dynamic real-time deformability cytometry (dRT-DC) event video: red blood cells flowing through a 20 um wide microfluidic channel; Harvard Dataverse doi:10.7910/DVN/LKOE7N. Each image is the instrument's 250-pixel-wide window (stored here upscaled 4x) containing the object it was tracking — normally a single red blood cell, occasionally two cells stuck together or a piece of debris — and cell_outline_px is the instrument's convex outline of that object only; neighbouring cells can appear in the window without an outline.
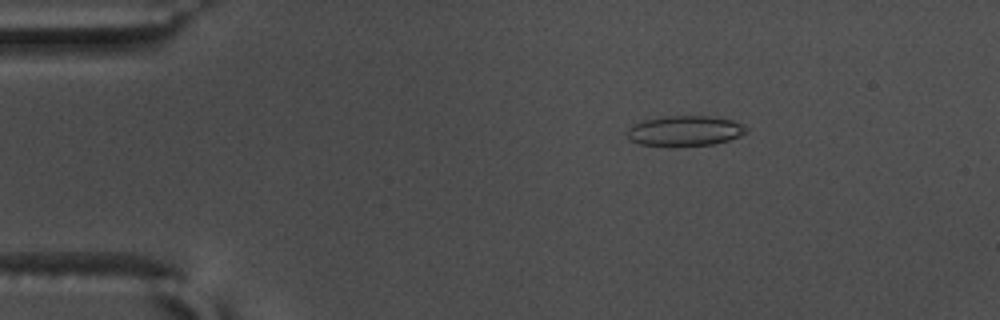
{"species": "common noctule bat (a hibernating species)", "species_latin": "Nyctalus noctula", "temperature_condition": "warm", "stored_images_in_passage": 56, "camera_frame_rate_fps": 3000, "um_per_image_px": 0.085, "animal": {"sex": "male", "body_mass_g": 17.5, "forearm_length_mm": 52.3}, "frame": {"image": 1, "passage_image": 10, "time_ms": 3.0, "image_size_px": [1000, 320], "cell_outline_px": [[748, 128], [740, 136], [728, 140], [712, 144], [640, 144], [632, 140], [628, 136], [628, 128], [644, 120], [664, 116], [708, 116], [732, 120], [744, 124]], "centroid_in_image_um": [58.27, 11.08], "position_along_channel_um": 26.7, "area_um2": 20.17}}
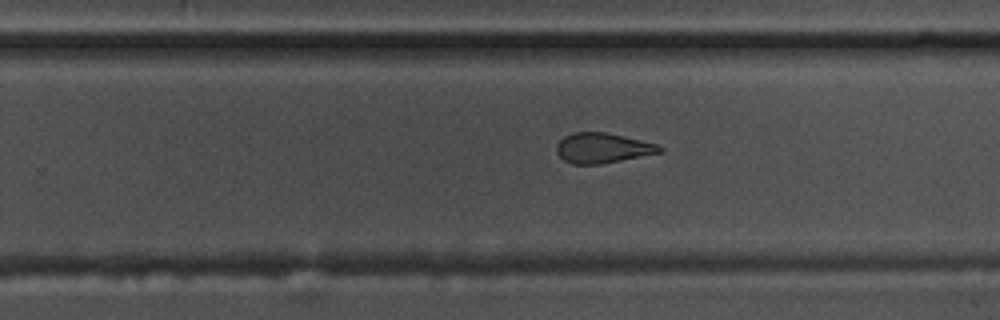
{"frame": {"image": 2, "passage_image": 36, "time_ms": 11.667, "image_size_px": [1000, 320], "cell_outline_px": [[664, 152], [600, 164], [572, 164], [564, 160], [556, 152], [556, 144], [564, 136], [572, 132], [604, 132], [656, 144], [664, 148]], "centroid_in_image_um": [51.19, 12.58], "position_along_channel_um": 278.6, "area_um2": 17.98}}
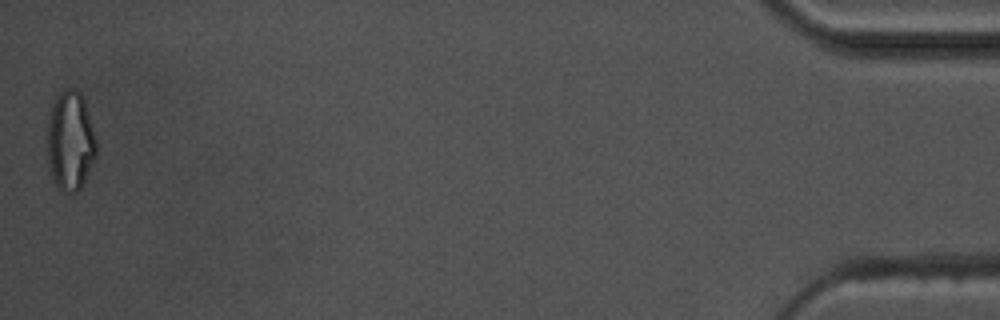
{"frame": {"image": 3, "passage_image": 56, "time_ms": 18.333, "image_size_px": [1000, 320], "cell_outline_px": [[96, 156], [80, 188], [72, 196], [56, 188], [48, 160], [44, 136], [52, 104], [60, 92], [64, 88], [72, 88], [80, 92], [84, 100], [96, 140]], "centroid_in_image_um": [5.93, 12.0], "position_along_channel_um": 429.3, "area_um2": 28.84}, "authors_computed_cell_mechanics": {"area_um2": 20.519, "velocity_mm_per_s": 3.6765, "shape_relaxation_time_tau1_ms": 6.5731, "shape_relaxation_time_tau2_ms": 1.7004, "deformation_change_tau1": 0.1873, "deformation_change_tau2": 0.1008}}